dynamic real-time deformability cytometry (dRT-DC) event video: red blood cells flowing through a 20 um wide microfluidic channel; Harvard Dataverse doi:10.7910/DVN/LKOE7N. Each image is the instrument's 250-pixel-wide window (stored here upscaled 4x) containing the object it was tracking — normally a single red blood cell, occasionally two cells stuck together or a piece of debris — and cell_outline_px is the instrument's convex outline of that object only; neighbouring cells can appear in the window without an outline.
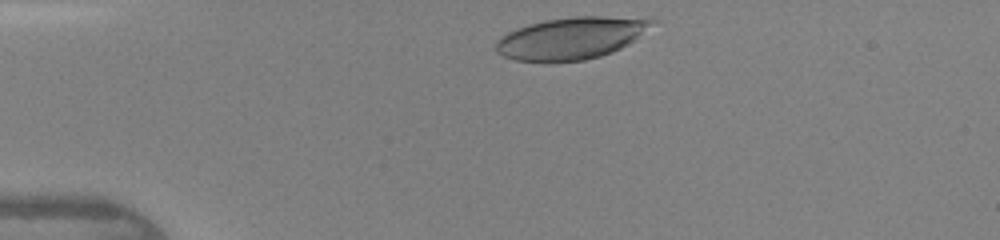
{"species": "human", "species_latin": "Homo sapiens", "temperature_condition": "warm", "stored_images_in_passage": 29, "camera_frame_rate_fps": 3000, "um_per_image_px": 0.085, "donor": {"sex": "female"}, "frame": {"image": 1, "passage_image": 2, "time_ms": 0.333, "image_size_px": [1000, 240], "cell_outline_px": [[660, 20], [628, 44], [612, 52], [600, 56], [584, 60], [516, 60], [504, 56], [496, 52], [496, 40], [500, 36], [508, 32], [528, 24], [544, 20], [576, 16], [604, 16]], "centroid_in_image_um": [48.55, 3.22], "position_along_channel_um": 36.5, "area_um2": 37.63}}
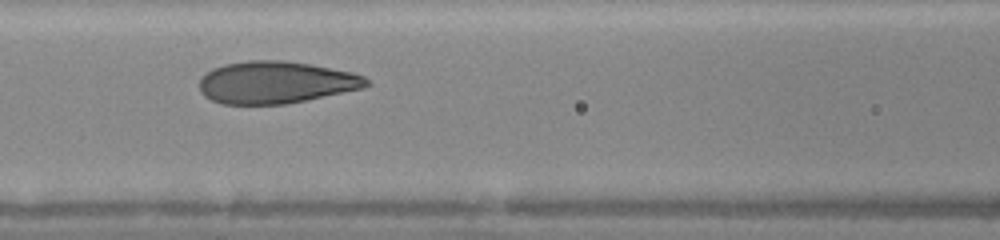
{"frame": {"image": 2, "passage_image": 12, "time_ms": 3.667, "image_size_px": [1000, 240], "cell_outline_px": [[372, 84], [364, 88], [284, 104], [224, 104], [212, 100], [204, 96], [200, 92], [200, 76], [212, 68], [224, 64], [248, 60], [284, 60], [308, 64], [352, 72], [364, 76]], "centroid_in_image_um": [23.42, 6.99], "position_along_channel_um": 143.2, "area_um2": 41.04}}
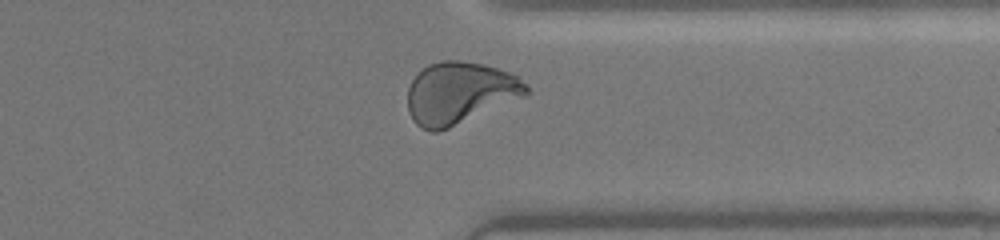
{"frame": {"image": 3, "passage_image": 27, "time_ms": 8.667, "image_size_px": [1000, 240], "cell_outline_px": [[528, 96], [448, 128], [436, 132], [432, 132], [420, 128], [412, 120], [408, 112], [408, 88], [412, 80], [428, 64], [440, 60], [460, 60], [484, 64], [520, 76], [528, 88]], "centroid_in_image_um": [39.09, 7.9], "position_along_channel_um": 372.3, "area_um2": 43.12}}